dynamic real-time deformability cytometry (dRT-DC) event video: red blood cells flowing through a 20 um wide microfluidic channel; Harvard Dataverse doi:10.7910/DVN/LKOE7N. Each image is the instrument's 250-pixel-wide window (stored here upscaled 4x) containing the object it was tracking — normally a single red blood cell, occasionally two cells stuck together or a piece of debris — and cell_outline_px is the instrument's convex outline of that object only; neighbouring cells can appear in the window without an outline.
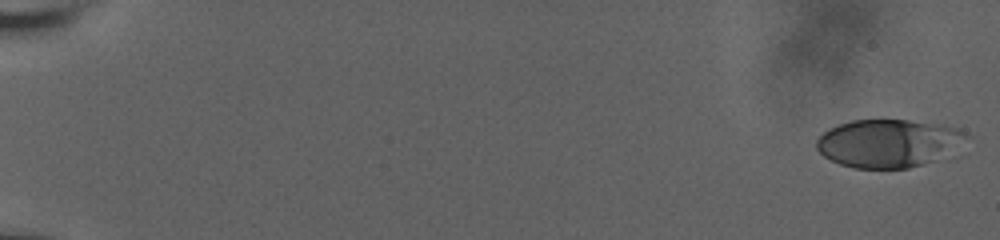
{"species": "human", "species_latin": "Homo sapiens", "temperature_condition": "room temperature", "stored_images_in_passage": 19, "camera_frame_rate_fps": 3000, "um_per_image_px": 0.085, "donor": {"sex": "male"}, "frame": {"image": 1, "passage_image": 1, "time_ms": 0.0, "image_size_px": [1000, 240], "cell_outline_px": [[968, 136], [932, 160], [908, 168], [856, 168], [840, 164], [824, 156], [816, 148], [816, 140], [828, 128], [852, 120], [908, 120], [944, 124], [960, 128], [968, 132]], "centroid_in_image_um": [75.43, 12.14], "position_along_channel_um": 9.6, "area_um2": 41.04}}